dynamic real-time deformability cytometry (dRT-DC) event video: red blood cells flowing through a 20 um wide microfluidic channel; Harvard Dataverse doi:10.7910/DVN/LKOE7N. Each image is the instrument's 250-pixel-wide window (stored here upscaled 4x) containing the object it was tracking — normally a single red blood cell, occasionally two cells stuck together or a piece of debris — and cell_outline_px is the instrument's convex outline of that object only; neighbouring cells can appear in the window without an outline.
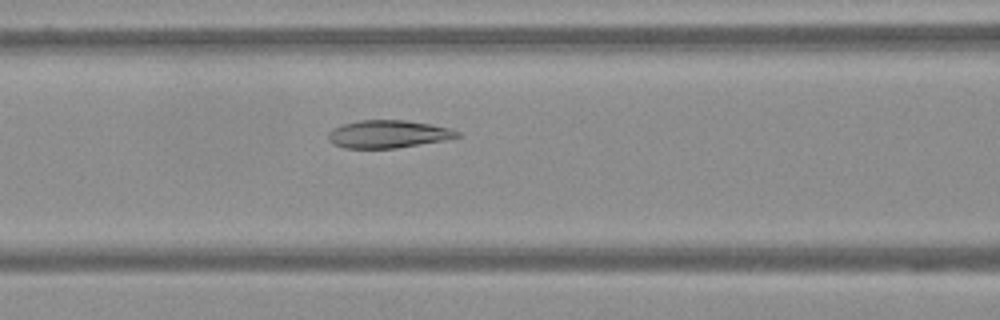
{"species": "Egyptian fruit bat (a non-hibernating species)", "species_latin": "Rousettus aegyptiacus", "temperature_condition": "warm", "stored_images_in_passage": 62, "camera_frame_rate_fps": 3000, "um_per_image_px": 0.085, "frame": {"image": 1, "passage_image": 27, "time_ms": 8.667, "image_size_px": [1000, 320], "cell_outline_px": [[460, 136], [448, 140], [396, 148], [344, 148], [332, 144], [328, 140], [328, 132], [332, 128], [344, 124], [360, 120], [404, 120], [432, 124], [448, 128], [460, 132]], "centroid_in_image_um": [32.99, 11.4], "position_along_channel_um": 133.6, "area_um2": 20.98}}
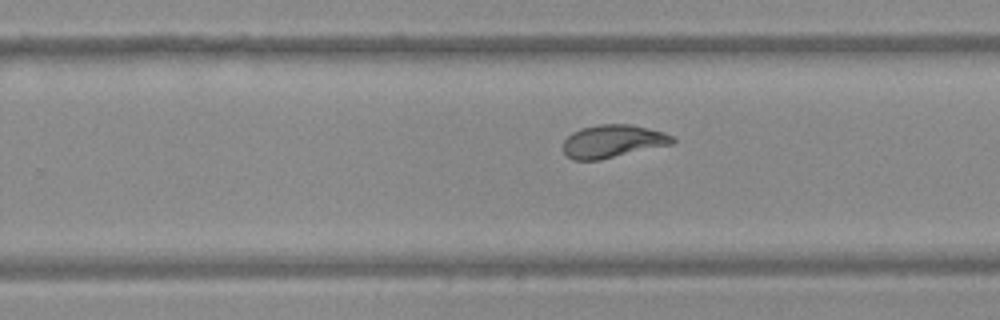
{"frame": {"image": 2, "passage_image": 40, "time_ms": 13.0, "image_size_px": [1000, 320], "cell_outline_px": [[676, 144], [600, 160], [572, 160], [564, 152], [564, 140], [572, 132], [580, 128], [600, 124], [632, 124], [664, 132], [672, 136], [676, 140]], "centroid_in_image_um": [52.13, 12.01], "position_along_channel_um": 277.7, "area_um2": 21.27}}
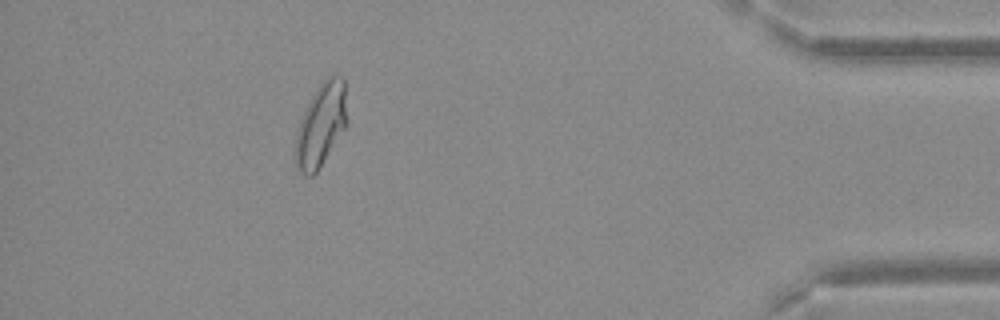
{"frame": {"image": 3, "passage_image": 56, "time_ms": 18.333, "image_size_px": [1000, 320], "cell_outline_px": [[348, 124], [316, 172], [312, 176], [304, 176], [296, 168], [292, 156], [296, 132], [300, 120], [316, 88], [328, 76], [340, 76], [344, 80]], "centroid_in_image_um": [27.25, 10.67], "position_along_channel_um": 408.0, "area_um2": 25.32}}